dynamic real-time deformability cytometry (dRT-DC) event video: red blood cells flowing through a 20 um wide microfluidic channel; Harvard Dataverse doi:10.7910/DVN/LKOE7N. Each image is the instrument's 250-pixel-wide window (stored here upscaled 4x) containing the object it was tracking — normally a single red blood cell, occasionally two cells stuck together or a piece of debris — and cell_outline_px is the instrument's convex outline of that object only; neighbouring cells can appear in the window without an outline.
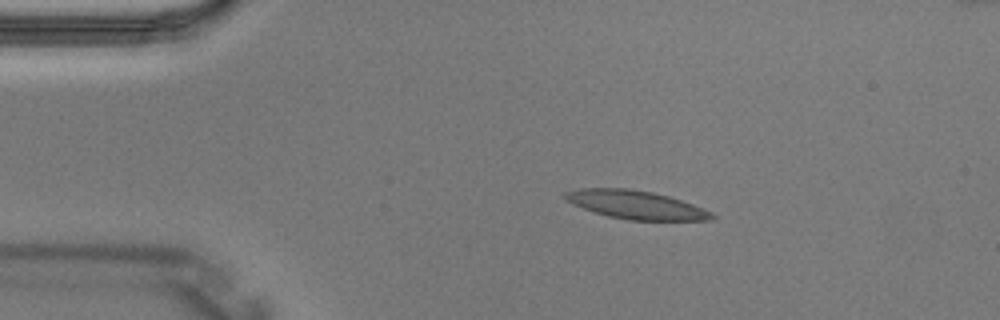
{"species": "Egyptian fruit bat (a non-hibernating species)", "species_latin": "Rousettus aegyptiacus", "temperature_condition": "warm", "stored_images_in_passage": 3, "segment_of_instrument_passage": [2, 2], "camera_frame_rate_fps": 3000, "um_per_image_px": 0.085, "animal": {"sex": "male"}, "frame": {"image": 1, "passage_image": 3, "time_ms": 0.667, "image_size_px": [1000, 320], "cell_outline_px": [[716, 216], [712, 220], [628, 220], [608, 216], [572, 204], [564, 200], [564, 192], [580, 188], [628, 188], [652, 192], [668, 196], [692, 204], [712, 212]], "centroid_in_image_um": [54.03, 17.4], "position_along_channel_um": 31.0, "area_um2": 24.16}}